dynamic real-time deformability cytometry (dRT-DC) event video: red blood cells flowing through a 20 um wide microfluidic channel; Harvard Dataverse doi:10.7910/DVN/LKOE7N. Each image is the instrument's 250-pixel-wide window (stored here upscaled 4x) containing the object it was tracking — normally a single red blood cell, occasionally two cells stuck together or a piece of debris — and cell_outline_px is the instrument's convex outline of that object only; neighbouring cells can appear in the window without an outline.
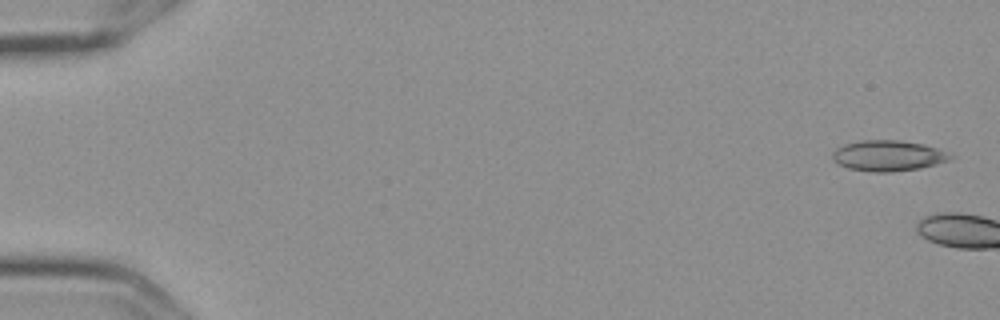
{"species": "Egyptian fruit bat (a non-hibernating species)", "species_latin": "Rousettus aegyptiacus", "temperature_condition": "cold", "stored_images_in_passage": 2, "camera_frame_rate_fps": 3000, "um_per_image_px": 0.085, "frame": {"image": 1, "passage_image": 1, "time_ms": 0.0, "image_size_px": [1000, 320], "cell_outline_px": [[952, 160], [920, 168], [892, 172], [872, 172], [848, 168], [840, 164], [832, 156], [832, 152], [836, 148], [844, 144], [860, 140], [900, 140], [924, 144], [936, 148], [952, 156]], "centroid_in_image_um": [75.49, 13.23], "position_along_channel_um": 9.5, "area_um2": 20.98}}